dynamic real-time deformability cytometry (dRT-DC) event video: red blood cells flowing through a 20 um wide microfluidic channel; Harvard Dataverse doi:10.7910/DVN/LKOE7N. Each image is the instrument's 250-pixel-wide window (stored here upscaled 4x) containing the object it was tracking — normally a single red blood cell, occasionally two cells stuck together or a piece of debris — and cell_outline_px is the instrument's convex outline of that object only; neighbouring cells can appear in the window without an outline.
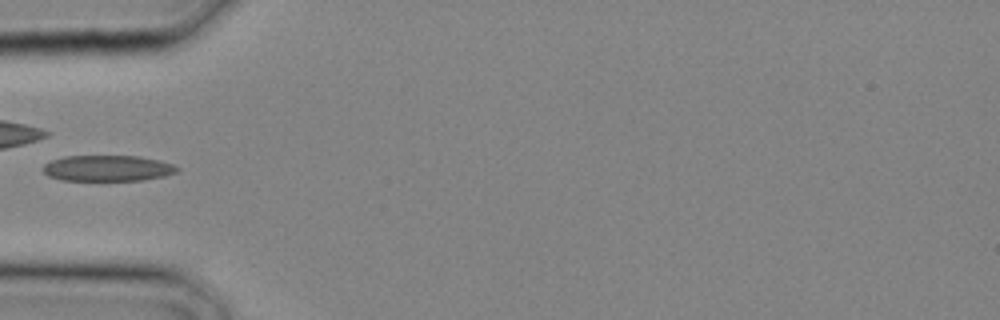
{"species": "common noctule bat (a hibernating species)", "species_latin": "Nyctalus noctula", "temperature_condition": "cold", "stored_images_in_passage": 11, "camera_frame_rate_fps": 3000, "um_per_image_px": 0.085, "animal": {"sex": "male", "body_mass_g": 20.4}, "frame": {"image": 1, "passage_image": 10, "time_ms": 3.0, "image_size_px": [1000, 320], "cell_outline_px": [[180, 168], [176, 172], [164, 176], [140, 180], [64, 180], [48, 176], [44, 172], [44, 164], [52, 160], [64, 156], [140, 156], [160, 160], [172, 164]], "centroid_in_image_um": [9.16, 14.29], "position_along_channel_um": 75.8, "area_um2": 20.11}}